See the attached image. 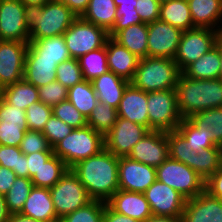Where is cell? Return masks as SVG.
<instances>
[{
  "mask_svg": "<svg viewBox=\"0 0 222 222\" xmlns=\"http://www.w3.org/2000/svg\"><path fill=\"white\" fill-rule=\"evenodd\" d=\"M118 161L119 157L104 148L71 169L92 200L107 202L119 189Z\"/></svg>",
  "mask_w": 222,
  "mask_h": 222,
  "instance_id": "obj_1",
  "label": "cell"
},
{
  "mask_svg": "<svg viewBox=\"0 0 222 222\" xmlns=\"http://www.w3.org/2000/svg\"><path fill=\"white\" fill-rule=\"evenodd\" d=\"M178 108L183 119L211 108L222 107V79L196 80L182 72L176 84Z\"/></svg>",
  "mask_w": 222,
  "mask_h": 222,
  "instance_id": "obj_2",
  "label": "cell"
},
{
  "mask_svg": "<svg viewBox=\"0 0 222 222\" xmlns=\"http://www.w3.org/2000/svg\"><path fill=\"white\" fill-rule=\"evenodd\" d=\"M77 16L61 1L52 0L45 5L25 6L29 42L63 35Z\"/></svg>",
  "mask_w": 222,
  "mask_h": 222,
  "instance_id": "obj_3",
  "label": "cell"
},
{
  "mask_svg": "<svg viewBox=\"0 0 222 222\" xmlns=\"http://www.w3.org/2000/svg\"><path fill=\"white\" fill-rule=\"evenodd\" d=\"M181 74L174 59L145 57L139 60L134 78L130 82L145 92L175 89Z\"/></svg>",
  "mask_w": 222,
  "mask_h": 222,
  "instance_id": "obj_4",
  "label": "cell"
},
{
  "mask_svg": "<svg viewBox=\"0 0 222 222\" xmlns=\"http://www.w3.org/2000/svg\"><path fill=\"white\" fill-rule=\"evenodd\" d=\"M102 149L104 137L90 126H85L73 129L53 147V152L71 169L78 162L98 154Z\"/></svg>",
  "mask_w": 222,
  "mask_h": 222,
  "instance_id": "obj_5",
  "label": "cell"
},
{
  "mask_svg": "<svg viewBox=\"0 0 222 222\" xmlns=\"http://www.w3.org/2000/svg\"><path fill=\"white\" fill-rule=\"evenodd\" d=\"M149 131H176L182 117L175 89L147 93Z\"/></svg>",
  "mask_w": 222,
  "mask_h": 222,
  "instance_id": "obj_6",
  "label": "cell"
},
{
  "mask_svg": "<svg viewBox=\"0 0 222 222\" xmlns=\"http://www.w3.org/2000/svg\"><path fill=\"white\" fill-rule=\"evenodd\" d=\"M156 180L179 192L186 200L205 190V180L186 164L168 157L156 168Z\"/></svg>",
  "mask_w": 222,
  "mask_h": 222,
  "instance_id": "obj_7",
  "label": "cell"
},
{
  "mask_svg": "<svg viewBox=\"0 0 222 222\" xmlns=\"http://www.w3.org/2000/svg\"><path fill=\"white\" fill-rule=\"evenodd\" d=\"M49 190L55 213L59 219L92 201L86 188L72 169H68Z\"/></svg>",
  "mask_w": 222,
  "mask_h": 222,
  "instance_id": "obj_8",
  "label": "cell"
},
{
  "mask_svg": "<svg viewBox=\"0 0 222 222\" xmlns=\"http://www.w3.org/2000/svg\"><path fill=\"white\" fill-rule=\"evenodd\" d=\"M71 58H80L105 46L109 33L95 24L77 17L63 34Z\"/></svg>",
  "mask_w": 222,
  "mask_h": 222,
  "instance_id": "obj_9",
  "label": "cell"
},
{
  "mask_svg": "<svg viewBox=\"0 0 222 222\" xmlns=\"http://www.w3.org/2000/svg\"><path fill=\"white\" fill-rule=\"evenodd\" d=\"M220 34L219 30L198 27L183 31L174 58L179 70L182 72L213 48Z\"/></svg>",
  "mask_w": 222,
  "mask_h": 222,
  "instance_id": "obj_10",
  "label": "cell"
},
{
  "mask_svg": "<svg viewBox=\"0 0 222 222\" xmlns=\"http://www.w3.org/2000/svg\"><path fill=\"white\" fill-rule=\"evenodd\" d=\"M148 131L141 124L117 117L111 131L104 137V148L117 157H127Z\"/></svg>",
  "mask_w": 222,
  "mask_h": 222,
  "instance_id": "obj_11",
  "label": "cell"
},
{
  "mask_svg": "<svg viewBox=\"0 0 222 222\" xmlns=\"http://www.w3.org/2000/svg\"><path fill=\"white\" fill-rule=\"evenodd\" d=\"M29 35L21 0H0V40L29 42Z\"/></svg>",
  "mask_w": 222,
  "mask_h": 222,
  "instance_id": "obj_12",
  "label": "cell"
},
{
  "mask_svg": "<svg viewBox=\"0 0 222 222\" xmlns=\"http://www.w3.org/2000/svg\"><path fill=\"white\" fill-rule=\"evenodd\" d=\"M182 30L161 20L148 24V57L174 59Z\"/></svg>",
  "mask_w": 222,
  "mask_h": 222,
  "instance_id": "obj_13",
  "label": "cell"
},
{
  "mask_svg": "<svg viewBox=\"0 0 222 222\" xmlns=\"http://www.w3.org/2000/svg\"><path fill=\"white\" fill-rule=\"evenodd\" d=\"M155 181V167L134 161L128 157H119V189L128 192L144 193Z\"/></svg>",
  "mask_w": 222,
  "mask_h": 222,
  "instance_id": "obj_14",
  "label": "cell"
},
{
  "mask_svg": "<svg viewBox=\"0 0 222 222\" xmlns=\"http://www.w3.org/2000/svg\"><path fill=\"white\" fill-rule=\"evenodd\" d=\"M144 195L152 215L182 217L186 199L170 186L156 180Z\"/></svg>",
  "mask_w": 222,
  "mask_h": 222,
  "instance_id": "obj_15",
  "label": "cell"
},
{
  "mask_svg": "<svg viewBox=\"0 0 222 222\" xmlns=\"http://www.w3.org/2000/svg\"><path fill=\"white\" fill-rule=\"evenodd\" d=\"M127 157L157 168L169 157L167 132L148 131L135 144Z\"/></svg>",
  "mask_w": 222,
  "mask_h": 222,
  "instance_id": "obj_16",
  "label": "cell"
},
{
  "mask_svg": "<svg viewBox=\"0 0 222 222\" xmlns=\"http://www.w3.org/2000/svg\"><path fill=\"white\" fill-rule=\"evenodd\" d=\"M29 42L0 40V81L5 85L23 79Z\"/></svg>",
  "mask_w": 222,
  "mask_h": 222,
  "instance_id": "obj_17",
  "label": "cell"
},
{
  "mask_svg": "<svg viewBox=\"0 0 222 222\" xmlns=\"http://www.w3.org/2000/svg\"><path fill=\"white\" fill-rule=\"evenodd\" d=\"M181 222H222V200L204 190L186 200Z\"/></svg>",
  "mask_w": 222,
  "mask_h": 222,
  "instance_id": "obj_18",
  "label": "cell"
},
{
  "mask_svg": "<svg viewBox=\"0 0 222 222\" xmlns=\"http://www.w3.org/2000/svg\"><path fill=\"white\" fill-rule=\"evenodd\" d=\"M115 212L144 222L152 211L144 193L128 192L118 189L106 202Z\"/></svg>",
  "mask_w": 222,
  "mask_h": 222,
  "instance_id": "obj_19",
  "label": "cell"
},
{
  "mask_svg": "<svg viewBox=\"0 0 222 222\" xmlns=\"http://www.w3.org/2000/svg\"><path fill=\"white\" fill-rule=\"evenodd\" d=\"M118 117L141 124L149 130L147 92L135 88L131 83L125 89L119 107Z\"/></svg>",
  "mask_w": 222,
  "mask_h": 222,
  "instance_id": "obj_20",
  "label": "cell"
},
{
  "mask_svg": "<svg viewBox=\"0 0 222 222\" xmlns=\"http://www.w3.org/2000/svg\"><path fill=\"white\" fill-rule=\"evenodd\" d=\"M106 52L108 70L131 82L140 59L111 37L106 41Z\"/></svg>",
  "mask_w": 222,
  "mask_h": 222,
  "instance_id": "obj_21",
  "label": "cell"
},
{
  "mask_svg": "<svg viewBox=\"0 0 222 222\" xmlns=\"http://www.w3.org/2000/svg\"><path fill=\"white\" fill-rule=\"evenodd\" d=\"M20 214L41 222H60L49 188L33 186Z\"/></svg>",
  "mask_w": 222,
  "mask_h": 222,
  "instance_id": "obj_22",
  "label": "cell"
},
{
  "mask_svg": "<svg viewBox=\"0 0 222 222\" xmlns=\"http://www.w3.org/2000/svg\"><path fill=\"white\" fill-rule=\"evenodd\" d=\"M54 60L40 59L29 46L26 53L23 79L37 88L56 81V68Z\"/></svg>",
  "mask_w": 222,
  "mask_h": 222,
  "instance_id": "obj_23",
  "label": "cell"
},
{
  "mask_svg": "<svg viewBox=\"0 0 222 222\" xmlns=\"http://www.w3.org/2000/svg\"><path fill=\"white\" fill-rule=\"evenodd\" d=\"M91 83L97 94L98 101L107 103L116 109L119 107L125 89L130 84L129 81L109 70L93 79Z\"/></svg>",
  "mask_w": 222,
  "mask_h": 222,
  "instance_id": "obj_24",
  "label": "cell"
},
{
  "mask_svg": "<svg viewBox=\"0 0 222 222\" xmlns=\"http://www.w3.org/2000/svg\"><path fill=\"white\" fill-rule=\"evenodd\" d=\"M194 27L214 29L222 20V0H187Z\"/></svg>",
  "mask_w": 222,
  "mask_h": 222,
  "instance_id": "obj_25",
  "label": "cell"
},
{
  "mask_svg": "<svg viewBox=\"0 0 222 222\" xmlns=\"http://www.w3.org/2000/svg\"><path fill=\"white\" fill-rule=\"evenodd\" d=\"M220 67V54L218 47L215 45L198 60L188 65L182 73L196 80L217 79L220 78Z\"/></svg>",
  "mask_w": 222,
  "mask_h": 222,
  "instance_id": "obj_26",
  "label": "cell"
},
{
  "mask_svg": "<svg viewBox=\"0 0 222 222\" xmlns=\"http://www.w3.org/2000/svg\"><path fill=\"white\" fill-rule=\"evenodd\" d=\"M148 24L138 23L119 31L113 39L139 59L148 57Z\"/></svg>",
  "mask_w": 222,
  "mask_h": 222,
  "instance_id": "obj_27",
  "label": "cell"
},
{
  "mask_svg": "<svg viewBox=\"0 0 222 222\" xmlns=\"http://www.w3.org/2000/svg\"><path fill=\"white\" fill-rule=\"evenodd\" d=\"M117 16V6L114 0H90L87 10L81 17L109 32Z\"/></svg>",
  "mask_w": 222,
  "mask_h": 222,
  "instance_id": "obj_28",
  "label": "cell"
},
{
  "mask_svg": "<svg viewBox=\"0 0 222 222\" xmlns=\"http://www.w3.org/2000/svg\"><path fill=\"white\" fill-rule=\"evenodd\" d=\"M159 20L182 31L195 28L187 0H170L161 3Z\"/></svg>",
  "mask_w": 222,
  "mask_h": 222,
  "instance_id": "obj_29",
  "label": "cell"
},
{
  "mask_svg": "<svg viewBox=\"0 0 222 222\" xmlns=\"http://www.w3.org/2000/svg\"><path fill=\"white\" fill-rule=\"evenodd\" d=\"M191 154V169L205 181L222 166L221 146L202 149L200 152L192 150Z\"/></svg>",
  "mask_w": 222,
  "mask_h": 222,
  "instance_id": "obj_30",
  "label": "cell"
},
{
  "mask_svg": "<svg viewBox=\"0 0 222 222\" xmlns=\"http://www.w3.org/2000/svg\"><path fill=\"white\" fill-rule=\"evenodd\" d=\"M28 46L40 59L54 60L58 65L71 58L63 35L35 40L29 42Z\"/></svg>",
  "mask_w": 222,
  "mask_h": 222,
  "instance_id": "obj_31",
  "label": "cell"
},
{
  "mask_svg": "<svg viewBox=\"0 0 222 222\" xmlns=\"http://www.w3.org/2000/svg\"><path fill=\"white\" fill-rule=\"evenodd\" d=\"M3 99L10 105L26 110L31 104L40 101L38 88L24 79L5 86Z\"/></svg>",
  "mask_w": 222,
  "mask_h": 222,
  "instance_id": "obj_32",
  "label": "cell"
},
{
  "mask_svg": "<svg viewBox=\"0 0 222 222\" xmlns=\"http://www.w3.org/2000/svg\"><path fill=\"white\" fill-rule=\"evenodd\" d=\"M176 131L185 139L187 145L196 152L218 146L212 140L210 130L197 127L189 118L182 119Z\"/></svg>",
  "mask_w": 222,
  "mask_h": 222,
  "instance_id": "obj_33",
  "label": "cell"
},
{
  "mask_svg": "<svg viewBox=\"0 0 222 222\" xmlns=\"http://www.w3.org/2000/svg\"><path fill=\"white\" fill-rule=\"evenodd\" d=\"M68 169L65 162L53 154L31 178L33 186L51 188L62 178Z\"/></svg>",
  "mask_w": 222,
  "mask_h": 222,
  "instance_id": "obj_34",
  "label": "cell"
},
{
  "mask_svg": "<svg viewBox=\"0 0 222 222\" xmlns=\"http://www.w3.org/2000/svg\"><path fill=\"white\" fill-rule=\"evenodd\" d=\"M68 100L86 117L98 103L91 81L83 80L68 89Z\"/></svg>",
  "mask_w": 222,
  "mask_h": 222,
  "instance_id": "obj_35",
  "label": "cell"
},
{
  "mask_svg": "<svg viewBox=\"0 0 222 222\" xmlns=\"http://www.w3.org/2000/svg\"><path fill=\"white\" fill-rule=\"evenodd\" d=\"M189 119L197 127L210 130L214 143L222 147V107L199 111Z\"/></svg>",
  "mask_w": 222,
  "mask_h": 222,
  "instance_id": "obj_36",
  "label": "cell"
},
{
  "mask_svg": "<svg viewBox=\"0 0 222 222\" xmlns=\"http://www.w3.org/2000/svg\"><path fill=\"white\" fill-rule=\"evenodd\" d=\"M83 78L87 81L99 77L108 71L106 44L78 58Z\"/></svg>",
  "mask_w": 222,
  "mask_h": 222,
  "instance_id": "obj_37",
  "label": "cell"
},
{
  "mask_svg": "<svg viewBox=\"0 0 222 222\" xmlns=\"http://www.w3.org/2000/svg\"><path fill=\"white\" fill-rule=\"evenodd\" d=\"M117 109L107 103L99 102L87 118V126L105 137L117 120Z\"/></svg>",
  "mask_w": 222,
  "mask_h": 222,
  "instance_id": "obj_38",
  "label": "cell"
},
{
  "mask_svg": "<svg viewBox=\"0 0 222 222\" xmlns=\"http://www.w3.org/2000/svg\"><path fill=\"white\" fill-rule=\"evenodd\" d=\"M117 6L118 16L116 17L113 28L108 32L109 37L113 38L119 31L127 27L141 23V18L136 10L137 0H114Z\"/></svg>",
  "mask_w": 222,
  "mask_h": 222,
  "instance_id": "obj_39",
  "label": "cell"
},
{
  "mask_svg": "<svg viewBox=\"0 0 222 222\" xmlns=\"http://www.w3.org/2000/svg\"><path fill=\"white\" fill-rule=\"evenodd\" d=\"M32 188L31 179L22 177L15 179L12 187L4 195L6 207L10 214L21 212Z\"/></svg>",
  "mask_w": 222,
  "mask_h": 222,
  "instance_id": "obj_40",
  "label": "cell"
},
{
  "mask_svg": "<svg viewBox=\"0 0 222 222\" xmlns=\"http://www.w3.org/2000/svg\"><path fill=\"white\" fill-rule=\"evenodd\" d=\"M0 166L14 171L17 177L29 178L27 158L19 147L0 145Z\"/></svg>",
  "mask_w": 222,
  "mask_h": 222,
  "instance_id": "obj_41",
  "label": "cell"
},
{
  "mask_svg": "<svg viewBox=\"0 0 222 222\" xmlns=\"http://www.w3.org/2000/svg\"><path fill=\"white\" fill-rule=\"evenodd\" d=\"M106 204L100 200H92L86 206L65 215L60 222H103Z\"/></svg>",
  "mask_w": 222,
  "mask_h": 222,
  "instance_id": "obj_42",
  "label": "cell"
},
{
  "mask_svg": "<svg viewBox=\"0 0 222 222\" xmlns=\"http://www.w3.org/2000/svg\"><path fill=\"white\" fill-rule=\"evenodd\" d=\"M52 114L73 129L87 126V118L68 99L53 106Z\"/></svg>",
  "mask_w": 222,
  "mask_h": 222,
  "instance_id": "obj_43",
  "label": "cell"
},
{
  "mask_svg": "<svg viewBox=\"0 0 222 222\" xmlns=\"http://www.w3.org/2000/svg\"><path fill=\"white\" fill-rule=\"evenodd\" d=\"M56 80L67 89L84 80L79 60L70 58L61 62L56 68Z\"/></svg>",
  "mask_w": 222,
  "mask_h": 222,
  "instance_id": "obj_44",
  "label": "cell"
},
{
  "mask_svg": "<svg viewBox=\"0 0 222 222\" xmlns=\"http://www.w3.org/2000/svg\"><path fill=\"white\" fill-rule=\"evenodd\" d=\"M26 130L27 122H0V145L20 147Z\"/></svg>",
  "mask_w": 222,
  "mask_h": 222,
  "instance_id": "obj_45",
  "label": "cell"
},
{
  "mask_svg": "<svg viewBox=\"0 0 222 222\" xmlns=\"http://www.w3.org/2000/svg\"><path fill=\"white\" fill-rule=\"evenodd\" d=\"M25 113L28 129L42 132L52 115V107L38 101L27 107Z\"/></svg>",
  "mask_w": 222,
  "mask_h": 222,
  "instance_id": "obj_46",
  "label": "cell"
},
{
  "mask_svg": "<svg viewBox=\"0 0 222 222\" xmlns=\"http://www.w3.org/2000/svg\"><path fill=\"white\" fill-rule=\"evenodd\" d=\"M169 143V157L182 162L191 168L192 149L187 145L185 139L177 132H167Z\"/></svg>",
  "mask_w": 222,
  "mask_h": 222,
  "instance_id": "obj_47",
  "label": "cell"
},
{
  "mask_svg": "<svg viewBox=\"0 0 222 222\" xmlns=\"http://www.w3.org/2000/svg\"><path fill=\"white\" fill-rule=\"evenodd\" d=\"M38 95L41 102L53 107L68 99V89L56 80L38 88Z\"/></svg>",
  "mask_w": 222,
  "mask_h": 222,
  "instance_id": "obj_48",
  "label": "cell"
},
{
  "mask_svg": "<svg viewBox=\"0 0 222 222\" xmlns=\"http://www.w3.org/2000/svg\"><path fill=\"white\" fill-rule=\"evenodd\" d=\"M19 148L25 155L34 152L53 151V148L49 145L47 138L41 131L29 129L26 130Z\"/></svg>",
  "mask_w": 222,
  "mask_h": 222,
  "instance_id": "obj_49",
  "label": "cell"
},
{
  "mask_svg": "<svg viewBox=\"0 0 222 222\" xmlns=\"http://www.w3.org/2000/svg\"><path fill=\"white\" fill-rule=\"evenodd\" d=\"M72 131V127L52 114L46 122L42 133L47 138L49 145L53 148L59 141L63 140Z\"/></svg>",
  "mask_w": 222,
  "mask_h": 222,
  "instance_id": "obj_50",
  "label": "cell"
},
{
  "mask_svg": "<svg viewBox=\"0 0 222 222\" xmlns=\"http://www.w3.org/2000/svg\"><path fill=\"white\" fill-rule=\"evenodd\" d=\"M161 3L158 0H137L136 10L142 23H152L159 20Z\"/></svg>",
  "mask_w": 222,
  "mask_h": 222,
  "instance_id": "obj_51",
  "label": "cell"
},
{
  "mask_svg": "<svg viewBox=\"0 0 222 222\" xmlns=\"http://www.w3.org/2000/svg\"><path fill=\"white\" fill-rule=\"evenodd\" d=\"M26 122L25 110L8 104L0 99V122Z\"/></svg>",
  "mask_w": 222,
  "mask_h": 222,
  "instance_id": "obj_52",
  "label": "cell"
},
{
  "mask_svg": "<svg viewBox=\"0 0 222 222\" xmlns=\"http://www.w3.org/2000/svg\"><path fill=\"white\" fill-rule=\"evenodd\" d=\"M53 154V151H41L26 155L29 179L35 175V172L38 171Z\"/></svg>",
  "mask_w": 222,
  "mask_h": 222,
  "instance_id": "obj_53",
  "label": "cell"
},
{
  "mask_svg": "<svg viewBox=\"0 0 222 222\" xmlns=\"http://www.w3.org/2000/svg\"><path fill=\"white\" fill-rule=\"evenodd\" d=\"M205 191L222 200V166L205 181Z\"/></svg>",
  "mask_w": 222,
  "mask_h": 222,
  "instance_id": "obj_54",
  "label": "cell"
},
{
  "mask_svg": "<svg viewBox=\"0 0 222 222\" xmlns=\"http://www.w3.org/2000/svg\"><path fill=\"white\" fill-rule=\"evenodd\" d=\"M17 178L14 171L0 166V194L5 195Z\"/></svg>",
  "mask_w": 222,
  "mask_h": 222,
  "instance_id": "obj_55",
  "label": "cell"
},
{
  "mask_svg": "<svg viewBox=\"0 0 222 222\" xmlns=\"http://www.w3.org/2000/svg\"><path fill=\"white\" fill-rule=\"evenodd\" d=\"M103 222H140L137 219L125 216L113 211L107 204L105 205Z\"/></svg>",
  "mask_w": 222,
  "mask_h": 222,
  "instance_id": "obj_56",
  "label": "cell"
},
{
  "mask_svg": "<svg viewBox=\"0 0 222 222\" xmlns=\"http://www.w3.org/2000/svg\"><path fill=\"white\" fill-rule=\"evenodd\" d=\"M67 6L77 17H81L87 10L90 0H59Z\"/></svg>",
  "mask_w": 222,
  "mask_h": 222,
  "instance_id": "obj_57",
  "label": "cell"
},
{
  "mask_svg": "<svg viewBox=\"0 0 222 222\" xmlns=\"http://www.w3.org/2000/svg\"><path fill=\"white\" fill-rule=\"evenodd\" d=\"M144 222H181V217L151 215Z\"/></svg>",
  "mask_w": 222,
  "mask_h": 222,
  "instance_id": "obj_58",
  "label": "cell"
},
{
  "mask_svg": "<svg viewBox=\"0 0 222 222\" xmlns=\"http://www.w3.org/2000/svg\"><path fill=\"white\" fill-rule=\"evenodd\" d=\"M10 213L7 210L5 196L0 194V222H7Z\"/></svg>",
  "mask_w": 222,
  "mask_h": 222,
  "instance_id": "obj_59",
  "label": "cell"
},
{
  "mask_svg": "<svg viewBox=\"0 0 222 222\" xmlns=\"http://www.w3.org/2000/svg\"><path fill=\"white\" fill-rule=\"evenodd\" d=\"M7 222H41L30 217L21 215L20 213L10 214Z\"/></svg>",
  "mask_w": 222,
  "mask_h": 222,
  "instance_id": "obj_60",
  "label": "cell"
},
{
  "mask_svg": "<svg viewBox=\"0 0 222 222\" xmlns=\"http://www.w3.org/2000/svg\"><path fill=\"white\" fill-rule=\"evenodd\" d=\"M52 1V0H21V2L25 6H31V5H45L47 2Z\"/></svg>",
  "mask_w": 222,
  "mask_h": 222,
  "instance_id": "obj_61",
  "label": "cell"
},
{
  "mask_svg": "<svg viewBox=\"0 0 222 222\" xmlns=\"http://www.w3.org/2000/svg\"><path fill=\"white\" fill-rule=\"evenodd\" d=\"M215 45L218 47L219 54H220V61H221L220 79H222V33H221L220 36L218 37Z\"/></svg>",
  "mask_w": 222,
  "mask_h": 222,
  "instance_id": "obj_62",
  "label": "cell"
},
{
  "mask_svg": "<svg viewBox=\"0 0 222 222\" xmlns=\"http://www.w3.org/2000/svg\"><path fill=\"white\" fill-rule=\"evenodd\" d=\"M4 91H5V85L0 81V99L3 98Z\"/></svg>",
  "mask_w": 222,
  "mask_h": 222,
  "instance_id": "obj_63",
  "label": "cell"
},
{
  "mask_svg": "<svg viewBox=\"0 0 222 222\" xmlns=\"http://www.w3.org/2000/svg\"><path fill=\"white\" fill-rule=\"evenodd\" d=\"M160 3L166 2V1H170V0H158Z\"/></svg>",
  "mask_w": 222,
  "mask_h": 222,
  "instance_id": "obj_64",
  "label": "cell"
}]
</instances>
